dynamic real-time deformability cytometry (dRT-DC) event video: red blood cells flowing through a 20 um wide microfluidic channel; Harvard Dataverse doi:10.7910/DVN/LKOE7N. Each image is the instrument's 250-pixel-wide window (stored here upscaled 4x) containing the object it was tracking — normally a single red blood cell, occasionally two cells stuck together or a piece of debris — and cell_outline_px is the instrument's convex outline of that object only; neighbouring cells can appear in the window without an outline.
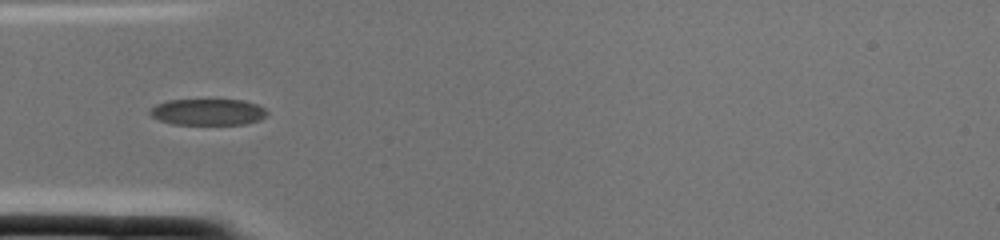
{"species": "common noctule bat (a hibernating species)", "species_latin": "Nyctalus noctula", "temperature_condition": "cold", "stored_images_in_passage": 2, "camera_frame_rate_fps": 3000, "um_per_image_px": 0.085, "animal": {"sex": "female", "body_mass_g": 22.0, "forearm_length_mm": 56.7}, "frame": {"image": 1, "passage_image": 2, "time_ms": 0.333, "image_size_px": [1000, 240], "cell_outline_px": [[268, 116], [260, 120], [244, 124], [172, 124], [160, 120], [152, 116], [148, 112], [148, 108], [156, 104], [168, 100], [244, 100], [256, 104], [264, 108], [268, 112]], "centroid_in_image_um": [17.67, 9.52], "position_along_channel_um": 67.3, "area_um2": 18.09}}